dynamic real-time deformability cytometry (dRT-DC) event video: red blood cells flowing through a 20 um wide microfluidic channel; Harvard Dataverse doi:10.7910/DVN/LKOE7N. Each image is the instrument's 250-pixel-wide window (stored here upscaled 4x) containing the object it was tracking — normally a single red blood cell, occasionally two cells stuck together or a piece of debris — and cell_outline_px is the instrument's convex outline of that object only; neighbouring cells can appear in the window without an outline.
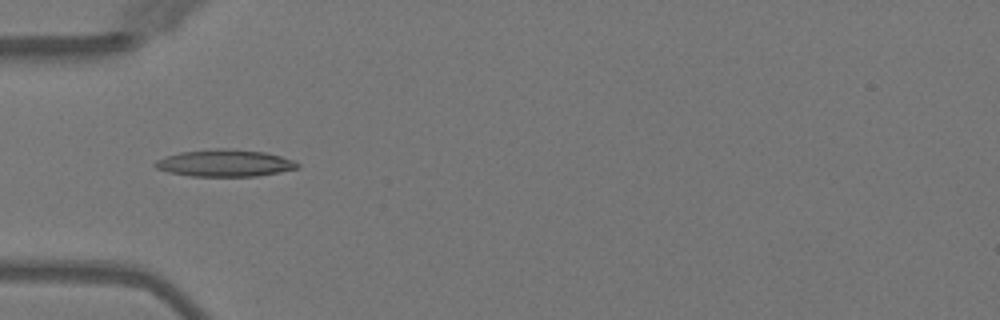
{"species": "Egyptian fruit bat (a non-hibernating species)", "species_latin": "Rousettus aegyptiacus", "temperature_condition": "warm", "stored_images_in_passage": 3, "camera_frame_rate_fps": 3000, "um_per_image_px": 0.085, "animal": {"sex": "female"}, "frame": {"image": 1, "passage_image": 3, "time_ms": 2.333, "image_size_px": [1000, 320], "cell_outline_px": [[300, 168], [280, 172], [256, 176], [192, 176], [168, 172], [156, 168], [152, 164], [156, 160], [180, 152], [216, 148], [224, 148], [264, 152], [280, 156], [292, 160], [300, 164]], "centroid_in_image_um": [19.11, 13.86], "position_along_channel_um": 65.9, "area_um2": 22.31}}